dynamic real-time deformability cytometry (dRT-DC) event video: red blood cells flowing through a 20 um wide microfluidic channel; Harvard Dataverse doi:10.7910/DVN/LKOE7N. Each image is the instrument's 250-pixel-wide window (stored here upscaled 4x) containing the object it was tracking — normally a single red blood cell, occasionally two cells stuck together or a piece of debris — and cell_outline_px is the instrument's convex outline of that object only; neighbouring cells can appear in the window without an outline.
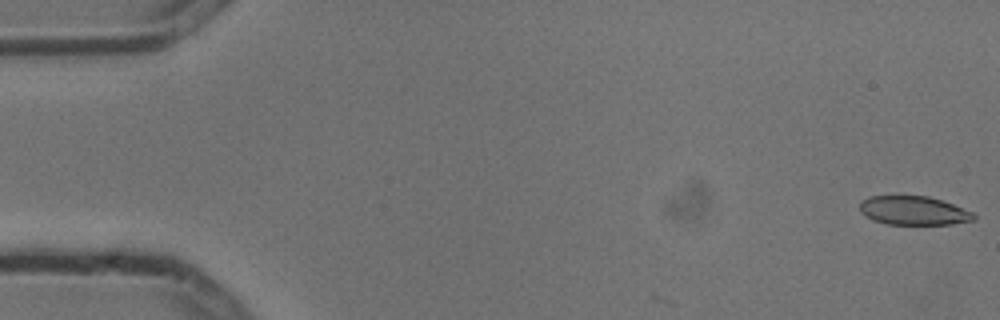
{"species": "common noctule bat (a hibernating species)", "species_latin": "Nyctalus noctula", "temperature_condition": "cold", "stored_images_in_passage": 4, "camera_frame_rate_fps": 3000, "um_per_image_px": 0.085, "animal": {"sex": "male", "body_mass_g": 13.3}, "frame": {"image": 1, "passage_image": 1, "time_ms": 0.0, "image_size_px": [1000, 320], "cell_outline_px": [[976, 216], [972, 220], [952, 224], [888, 224], [872, 220], [860, 212], [860, 200], [868, 196], [928, 196], [952, 204], [972, 212]], "centroid_in_image_um": [77.6, 17.9], "position_along_channel_um": 7.4, "area_um2": 19.02}}